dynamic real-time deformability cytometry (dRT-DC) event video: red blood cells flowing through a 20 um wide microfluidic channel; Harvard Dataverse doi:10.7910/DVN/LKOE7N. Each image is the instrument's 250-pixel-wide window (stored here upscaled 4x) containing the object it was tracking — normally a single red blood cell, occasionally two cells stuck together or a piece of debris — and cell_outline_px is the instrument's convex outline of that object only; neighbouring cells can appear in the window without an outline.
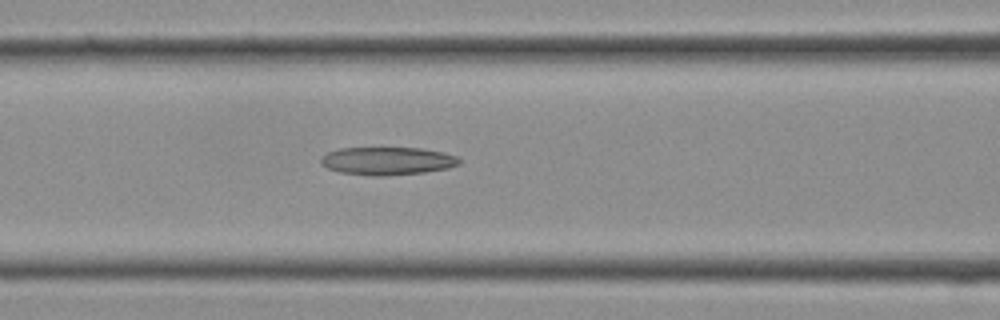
{"species": "Egyptian fruit bat (a non-hibernating species)", "species_latin": "Rousettus aegyptiacus", "temperature_condition": "cold", "stored_images_in_passage": 14, "camera_frame_rate_fps": 3000, "um_per_image_px": 0.085, "frame": {"image": 1, "passage_image": 12, "time_ms": 3.667, "image_size_px": [1000, 320], "cell_outline_px": [[460, 164], [448, 168], [424, 172], [384, 176], [376, 176], [340, 172], [328, 168], [320, 164], [320, 156], [328, 152], [340, 148], [424, 148], [444, 152], [456, 156], [460, 160]], "centroid_in_image_um": [32.92, 13.67], "position_along_channel_um": 133.7, "area_um2": 22.6}}
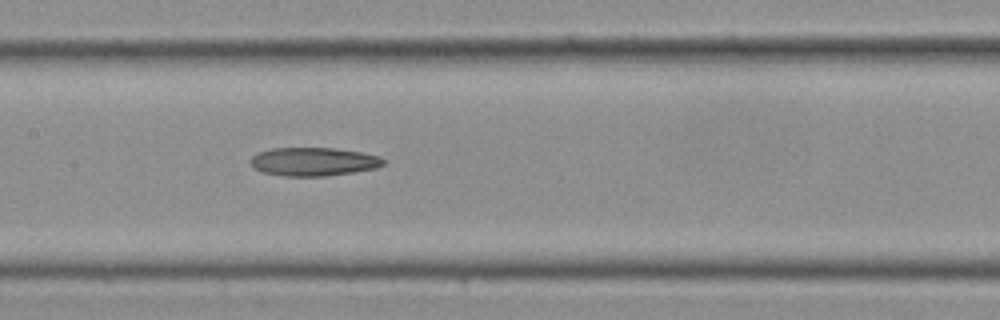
{"frame": {"image": 2, "passage_image": 14, "time_ms": 4.333, "image_size_px": [1000, 320], "cell_outline_px": [[388, 160], [384, 164], [376, 168], [352, 172], [324, 176], [280, 176], [260, 172], [252, 168], [248, 160], [252, 156], [260, 152], [272, 148], [332, 148], [360, 152], [380, 156]], "centroid_in_image_um": [26.61, 13.75], "position_along_channel_um": 180.8, "area_um2": 22.25}}